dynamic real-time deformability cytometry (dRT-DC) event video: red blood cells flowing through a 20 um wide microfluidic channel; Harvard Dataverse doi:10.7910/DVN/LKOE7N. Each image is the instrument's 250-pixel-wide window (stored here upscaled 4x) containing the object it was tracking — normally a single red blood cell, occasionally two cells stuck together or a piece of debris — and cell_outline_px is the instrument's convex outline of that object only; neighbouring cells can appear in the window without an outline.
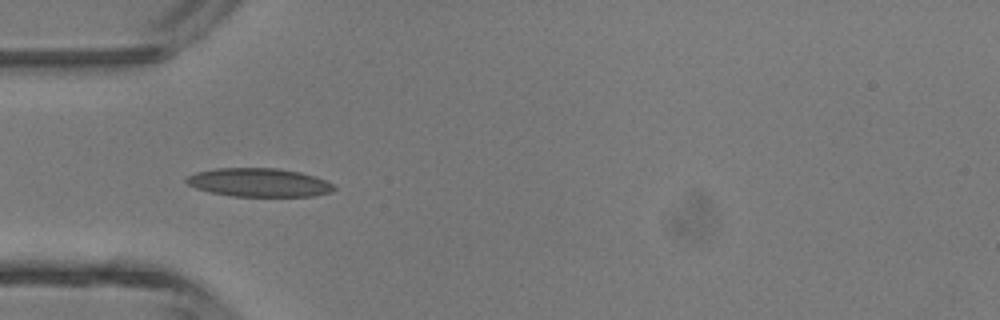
{"species": "common noctule bat (a hibernating species)", "species_latin": "Nyctalus noctula", "temperature_condition": "room temperature", "stored_images_in_passage": 21, "camera_frame_rate_fps": 3000, "um_per_image_px": 0.085, "animal": {"sex": "male", "body_mass_g": 13.3}, "frame": {"image": 1, "passage_image": 2, "time_ms": 0.333, "image_size_px": [1000, 320], "cell_outline_px": [[336, 188], [332, 192], [312, 196], [232, 196], [208, 192], [196, 188], [188, 184], [184, 180], [188, 176], [196, 172], [216, 168], [276, 168], [300, 172], [324, 180], [332, 184]], "centroid_in_image_um": [21.98, 15.51], "position_along_channel_um": 63.0, "area_um2": 24.45}}
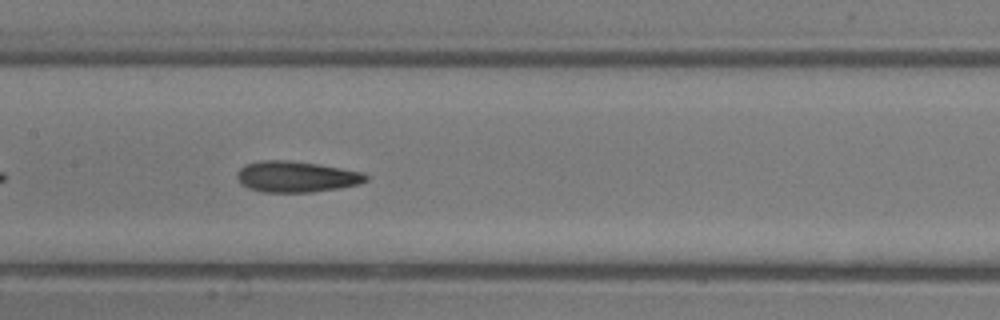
{"frame": {"image": 2, "passage_image": 10, "time_ms": 3.0, "image_size_px": [1000, 320], "cell_outline_px": [[368, 180], [360, 184], [340, 188], [312, 192], [264, 192], [248, 188], [240, 184], [236, 176], [236, 172], [244, 164], [260, 160], [288, 160], [316, 164], [364, 172], [368, 176]], "centroid_in_image_um": [25.16, 15.02], "position_along_channel_um": 182.2, "area_um2": 23.47}}
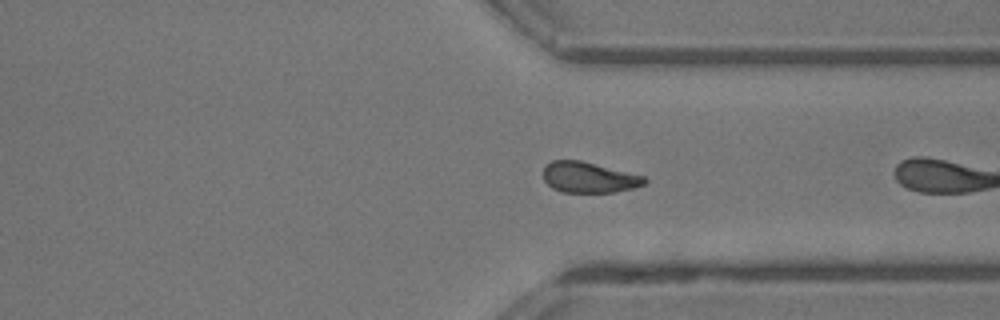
{"frame": {"image": 3, "passage_image": 20, "time_ms": 6.333, "image_size_px": [1000, 320], "cell_outline_px": [[648, 180], [644, 184], [636, 188], [616, 192], [564, 192], [552, 188], [544, 180], [544, 168], [552, 160], [580, 160], [644, 176]], "centroid_in_image_um": [50.08, 15.08], "position_along_channel_um": 361.3, "area_um2": 18.03}}